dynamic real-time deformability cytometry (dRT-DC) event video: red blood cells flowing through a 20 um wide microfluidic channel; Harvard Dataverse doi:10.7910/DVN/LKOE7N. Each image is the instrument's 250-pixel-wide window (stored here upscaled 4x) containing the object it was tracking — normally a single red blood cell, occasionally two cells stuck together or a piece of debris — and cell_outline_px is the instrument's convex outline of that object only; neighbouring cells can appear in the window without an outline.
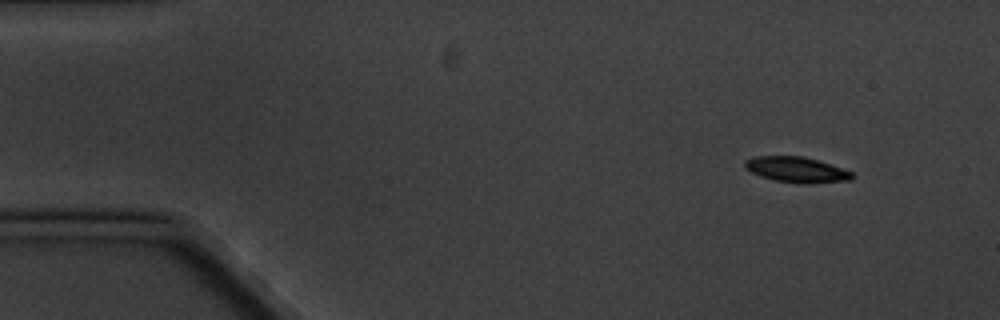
{"species": "common noctule bat (a hibernating species)", "species_latin": "Nyctalus noctula", "temperature_condition": "cold", "stored_images_in_passage": 4, "camera_frame_rate_fps": 3000, "um_per_image_px": 0.085, "animal": {"sex": "male", "body_mass_g": 20.1, "forearm_length_mm": 53.5}, "frame": {"image": 1, "passage_image": 1, "time_ms": 0.0, "image_size_px": [1000, 320], "cell_outline_px": [[856, 176], [852, 180], [808, 184], [796, 184], [772, 180], [760, 176], [744, 168], [744, 160], [756, 156], [804, 156], [820, 160], [852, 172]], "centroid_in_image_um": [67.72, 14.43], "position_along_channel_um": 17.3, "area_um2": 16.36}}
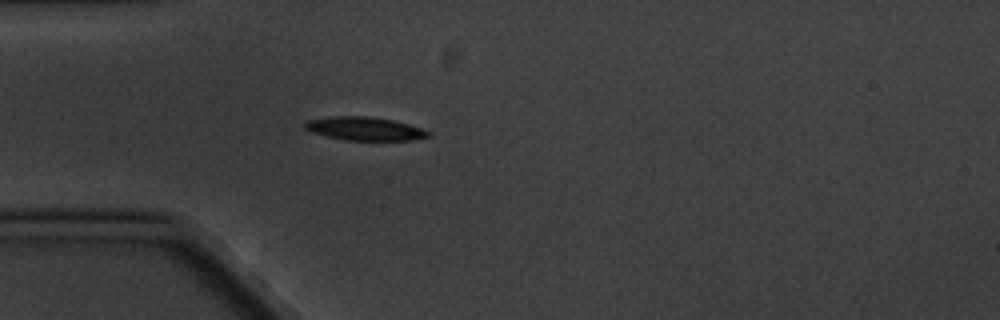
{"frame": {"image": 2, "passage_image": 4, "time_ms": 3.667, "image_size_px": [1000, 320], "cell_outline_px": [[432, 132], [428, 136], [412, 140], [344, 140], [312, 132], [304, 128], [304, 124], [308, 120], [336, 116], [372, 116], [392, 120], [408, 124]], "centroid_in_image_um": [31.0, 10.93], "position_along_channel_um": 54.0, "area_um2": 16.65}}